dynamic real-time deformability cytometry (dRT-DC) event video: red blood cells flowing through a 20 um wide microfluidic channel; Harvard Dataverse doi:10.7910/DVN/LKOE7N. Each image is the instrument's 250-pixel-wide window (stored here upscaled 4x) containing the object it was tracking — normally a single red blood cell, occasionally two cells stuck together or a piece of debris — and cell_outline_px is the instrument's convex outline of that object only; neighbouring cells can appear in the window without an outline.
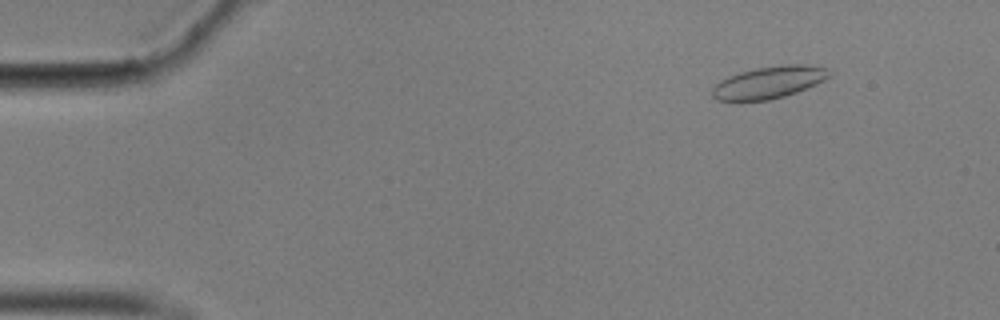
{"species": "common noctule bat (a hibernating species)", "species_latin": "Nyctalus noctula", "temperature_condition": "cold", "stored_images_in_passage": 58, "camera_frame_rate_fps": 3000, "um_per_image_px": 0.085, "animal": {"sex": "male", "body_mass_g": 17.9}, "frame": {"image": 1, "passage_image": 7, "time_ms": 2.0, "image_size_px": [1000, 320], "cell_outline_px": [[832, 76], [816, 84], [796, 92], [784, 96], [768, 100], [716, 100], [712, 96], [712, 88], [720, 80], [728, 76], [740, 72], [756, 68], [784, 64], [804, 64], [828, 68], [832, 72]], "centroid_in_image_um": [65.39, 6.98], "position_along_channel_um": 19.6, "area_um2": 21.91}}
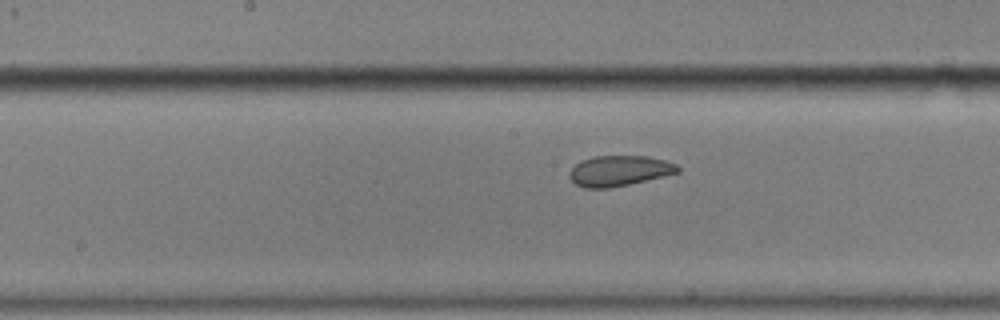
{"frame": {"image": 2, "passage_image": 30, "time_ms": 9.667, "image_size_px": [1000, 320], "cell_outline_px": [[680, 172], [664, 176], [628, 184], [608, 188], [584, 188], [576, 184], [568, 176], [568, 172], [576, 164], [584, 160], [596, 156], [648, 156], [664, 160], [676, 164], [680, 168]], "centroid_in_image_um": [52.64, 14.52], "position_along_channel_um": 195.6, "area_um2": 19.07}}
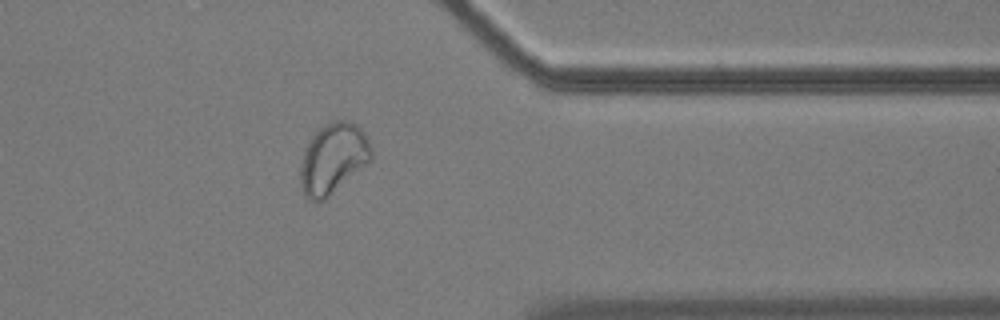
{"frame": {"image": 3, "passage_image": 47, "time_ms": 15.333, "image_size_px": [1000, 320], "cell_outline_px": [[372, 160], [324, 200], [316, 204], [312, 204], [304, 196], [300, 184], [300, 168], [304, 148], [312, 136], [324, 124], [332, 120], [348, 120], [356, 124], [364, 132], [372, 148]], "centroid_in_image_um": [28.29, 13.49], "position_along_channel_um": 383.1, "area_um2": 29.54}, "authors_computed_cell_mechanics": {"area_um2": 21.5883, "velocity_mm_per_s": 3.4838, "shape_relaxation_time_tau1_ms": null, "shape_relaxation_time_tau2_ms": 1.6776, "deformation_change_tau1": null, "deformation_change_tau2": 0.0457}}